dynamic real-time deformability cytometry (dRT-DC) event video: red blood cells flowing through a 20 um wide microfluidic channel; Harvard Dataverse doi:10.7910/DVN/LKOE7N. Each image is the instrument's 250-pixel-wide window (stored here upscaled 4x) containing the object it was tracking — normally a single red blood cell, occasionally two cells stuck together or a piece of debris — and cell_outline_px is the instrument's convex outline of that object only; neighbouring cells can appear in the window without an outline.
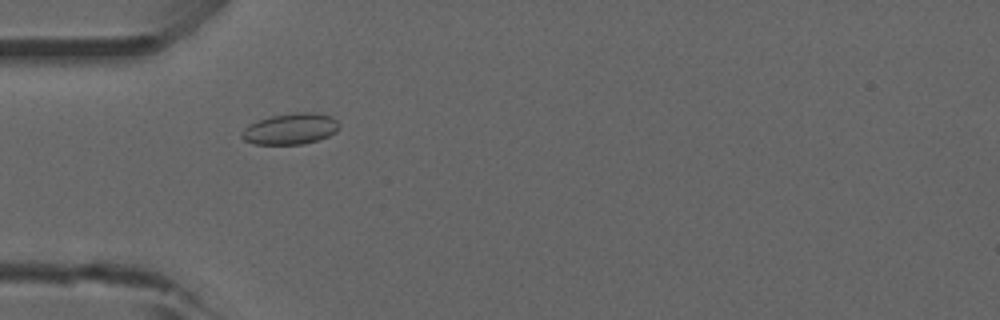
{"species": "common noctule bat (a hibernating species)", "species_latin": "Nyctalus noctula", "temperature_condition": "room temperature", "stored_images_in_passage": 53, "camera_frame_rate_fps": 3000, "um_per_image_px": 0.085, "animal": {"sex": "male", "forearm_length_mm": 52.5}, "frame": {"image": 1, "passage_image": 16, "time_ms": 5.0, "image_size_px": [1000, 320], "cell_outline_px": [[340, 128], [336, 132], [328, 136], [316, 140], [300, 144], [252, 144], [244, 140], [240, 136], [244, 128], [248, 124], [272, 116], [296, 112], [316, 112], [332, 116], [340, 124]], "centroid_in_image_um": [24.7, 10.94], "position_along_channel_um": 60.3, "area_um2": 17.69}}
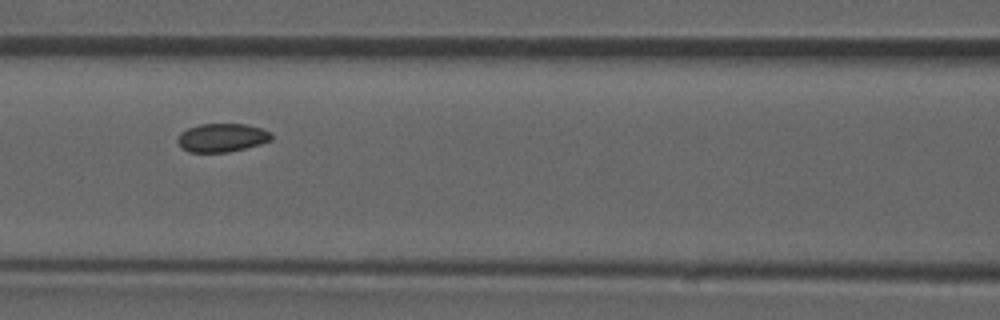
{"frame": {"image": 2, "passage_image": 23, "time_ms": 7.333, "image_size_px": [1000, 320], "cell_outline_px": [[272, 140], [260, 144], [228, 152], [188, 152], [180, 148], [176, 140], [180, 132], [188, 128], [200, 124], [248, 124], [272, 132]], "centroid_in_image_um": [18.84, 11.7], "position_along_channel_um": 147.8, "area_um2": 15.72}, "authors_computed_cell_mechanics": {"area_um2": 16.0106, "velocity_mm_per_s": 3.8574, "shape_relaxation_time_tau1_ms": null, "shape_relaxation_time_tau2_ms": 4.607, "deformation_change_tau1": null, "deformation_change_tau2": 0.0729}}